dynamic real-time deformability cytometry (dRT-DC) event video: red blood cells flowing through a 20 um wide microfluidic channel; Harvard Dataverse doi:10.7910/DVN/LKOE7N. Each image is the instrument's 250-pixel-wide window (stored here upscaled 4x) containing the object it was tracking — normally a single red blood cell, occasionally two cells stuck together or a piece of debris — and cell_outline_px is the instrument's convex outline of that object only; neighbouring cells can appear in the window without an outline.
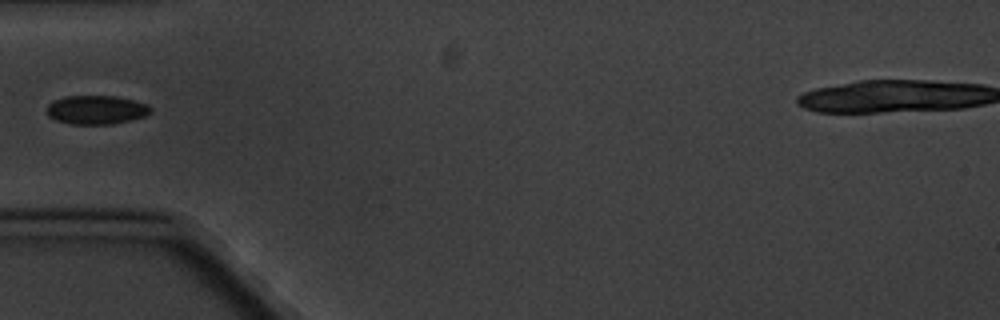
{"species": "common noctule bat (a hibernating species)", "species_latin": "Nyctalus noctula", "temperature_condition": "cold", "stored_images_in_passage": 5, "camera_frame_rate_fps": 3000, "um_per_image_px": 0.085, "animal": {"sex": "male", "body_mass_g": 20.1, "forearm_length_mm": 53.5}, "frame": {"image": 1, "passage_image": 5, "time_ms": 5.667, "image_size_px": [1000, 320], "cell_outline_px": [[152, 112], [144, 116], [132, 120], [112, 124], [72, 124], [56, 120], [48, 116], [44, 108], [52, 100], [64, 96], [116, 96], [136, 100], [148, 104], [152, 108]], "centroid_in_image_um": [8.18, 9.32], "position_along_channel_um": 76.8, "area_um2": 17.8}}